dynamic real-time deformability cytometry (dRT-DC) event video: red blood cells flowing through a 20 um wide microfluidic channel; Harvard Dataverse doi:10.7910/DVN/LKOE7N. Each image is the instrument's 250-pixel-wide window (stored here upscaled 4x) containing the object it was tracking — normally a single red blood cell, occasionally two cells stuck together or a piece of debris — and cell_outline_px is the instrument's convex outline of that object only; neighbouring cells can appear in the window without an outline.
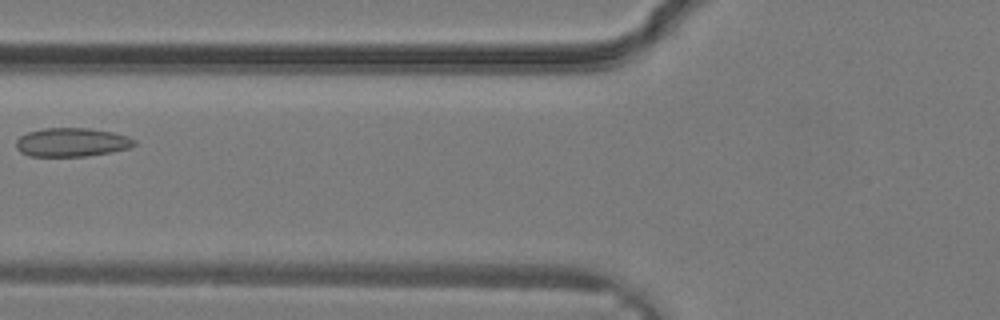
{"species": "common noctule bat (a hibernating species)", "species_latin": "Nyctalus noctula", "temperature_condition": "warm", "stored_images_in_passage": 31, "camera_frame_rate_fps": 3000, "um_per_image_px": 0.085, "animal": {"sex": "male", "body_mass_g": 19.2, "forearm_length_mm": 51.8}, "frame": {"image": 1, "passage_image": 11, "time_ms": 3.333, "image_size_px": [1000, 320], "cell_outline_px": [[136, 144], [128, 148], [112, 152], [84, 156], [28, 156], [20, 152], [16, 148], [16, 140], [20, 136], [28, 132], [44, 128], [88, 128], [112, 132], [128, 136], [136, 140]], "centroid_in_image_um": [6.09, 12.09], "position_along_channel_um": 119.7, "area_um2": 19.83}}
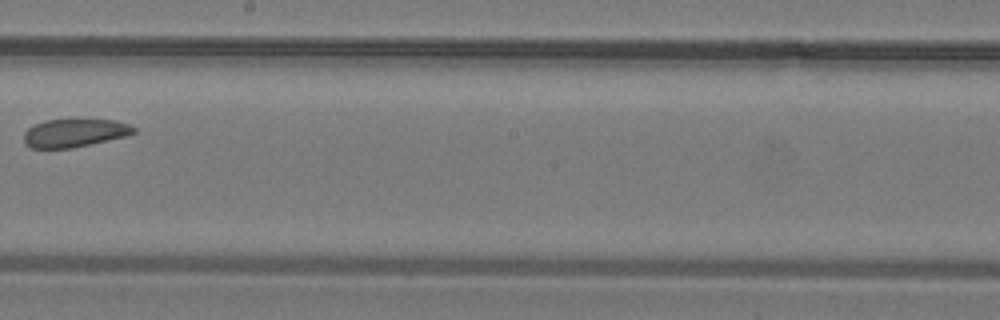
{"frame": {"image": 2, "passage_image": 17, "time_ms": 5.333, "image_size_px": [1000, 320], "cell_outline_px": [[136, 132], [128, 136], [72, 148], [32, 148], [24, 144], [24, 132], [28, 128], [44, 120], [116, 120], [128, 124], [136, 128]], "centroid_in_image_um": [6.35, 11.31], "position_along_channel_um": 241.9, "area_um2": 18.03}}
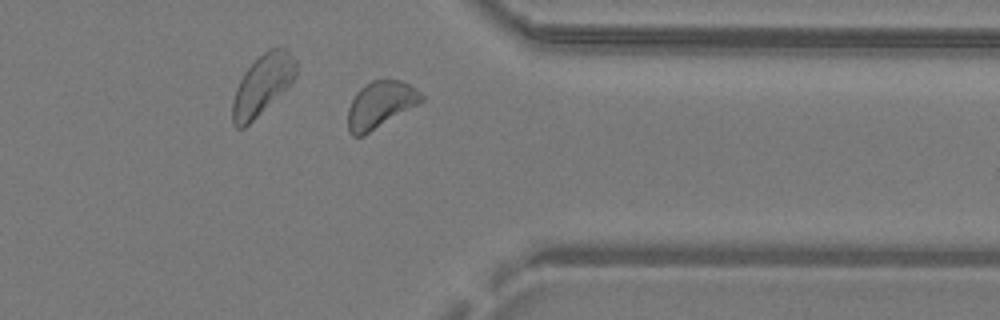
{"frame": {"image": 3, "passage_image": 24, "time_ms": 7.667, "image_size_px": [1000, 320], "cell_outline_px": [[424, 100], [364, 136], [352, 136], [348, 132], [348, 108], [356, 92], [364, 84], [372, 80], [400, 80], [416, 88], [424, 96]], "centroid_in_image_um": [32.3, 8.9], "position_along_channel_um": 379.1, "area_um2": 20.0}}